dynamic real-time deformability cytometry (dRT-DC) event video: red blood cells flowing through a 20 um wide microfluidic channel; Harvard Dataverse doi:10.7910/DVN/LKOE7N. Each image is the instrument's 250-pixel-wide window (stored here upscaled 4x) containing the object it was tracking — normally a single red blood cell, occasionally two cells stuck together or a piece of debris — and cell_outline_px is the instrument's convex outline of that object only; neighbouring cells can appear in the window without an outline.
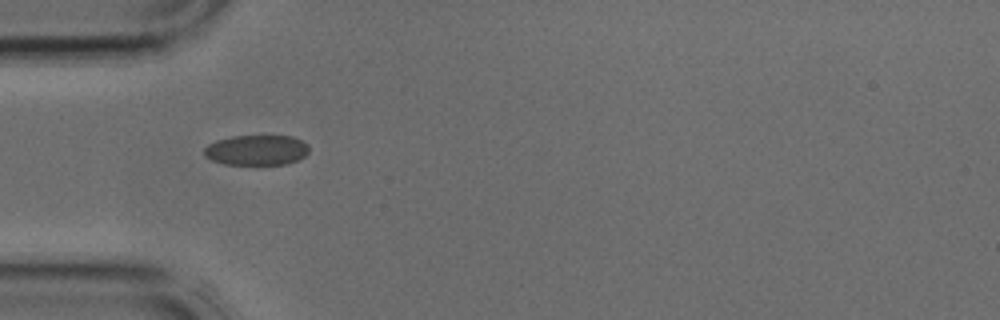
{"species": "common noctule bat (a hibernating species)", "species_latin": "Nyctalus noctula", "temperature_condition": "cold", "stored_images_in_passage": 1, "camera_frame_rate_fps": 3000, "um_per_image_px": 0.085, "animal": {"sex": "male", "body_mass_g": 17.9, "forearm_length_mm": 54.2}, "frame": {"image": 1, "passage_image": 1, "time_ms": 0.0, "image_size_px": [1000, 320], "cell_outline_px": [[308, 152], [304, 156], [296, 160], [284, 164], [256, 168], [224, 164], [212, 160], [204, 156], [204, 148], [208, 144], [216, 140], [232, 136], [292, 136], [308, 144]], "centroid_in_image_um": [21.77, 12.81], "position_along_channel_um": 63.2, "area_um2": 19.25}}